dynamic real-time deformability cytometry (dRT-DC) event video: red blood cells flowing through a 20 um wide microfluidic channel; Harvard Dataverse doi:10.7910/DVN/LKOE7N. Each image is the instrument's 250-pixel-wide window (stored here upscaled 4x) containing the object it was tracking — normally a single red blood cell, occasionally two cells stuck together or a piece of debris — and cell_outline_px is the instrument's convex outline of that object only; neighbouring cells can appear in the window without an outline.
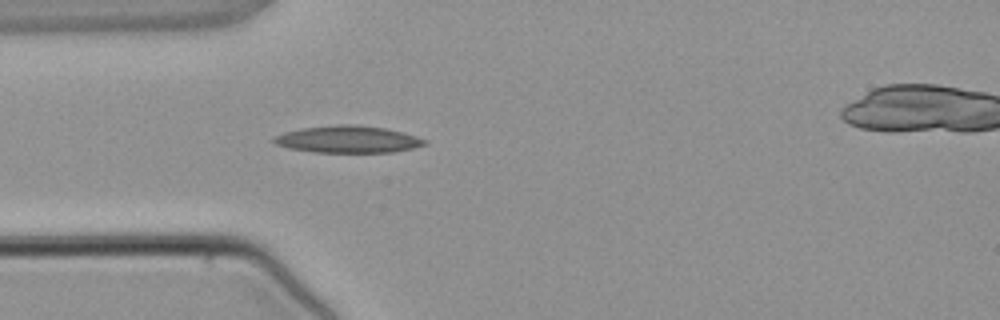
{"species": "common noctule bat (a hibernating species)", "species_latin": "Nyctalus noctula", "temperature_condition": "warm", "stored_images_in_passage": 3, "camera_frame_rate_fps": 3000, "um_per_image_px": 0.085, "animal": {"sex": "male", "body_mass_g": 21.5, "forearm_length_mm": 52.0}, "frame": {"image": 1, "passage_image": 2, "time_ms": 1.333, "image_size_px": [1000, 320], "cell_outline_px": [[428, 144], [412, 148], [392, 152], [312, 152], [288, 148], [276, 144], [272, 140], [272, 136], [284, 132], [300, 128], [340, 124], [356, 124], [384, 128], [404, 132], [428, 140]], "centroid_in_image_um": [29.56, 11.83], "position_along_channel_um": 55.4, "area_um2": 23.93}}